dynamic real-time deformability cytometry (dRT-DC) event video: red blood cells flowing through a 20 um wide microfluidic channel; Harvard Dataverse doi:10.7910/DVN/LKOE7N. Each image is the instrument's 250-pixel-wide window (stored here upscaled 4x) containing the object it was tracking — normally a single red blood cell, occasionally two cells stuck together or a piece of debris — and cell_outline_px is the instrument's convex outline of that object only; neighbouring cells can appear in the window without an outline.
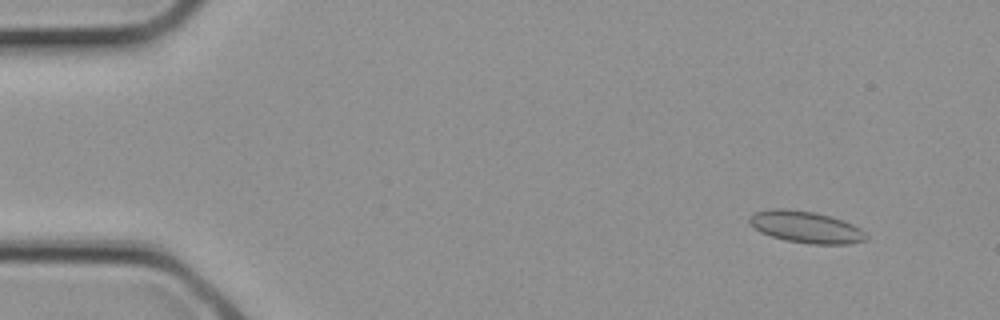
{"species": "common noctule bat (a hibernating species)", "species_latin": "Nyctalus noctula", "temperature_condition": "cold", "stored_images_in_passage": 2, "camera_frame_rate_fps": 3000, "um_per_image_px": 0.085, "animal": {"sex": "female", "body_mass_g": 21.9}, "frame": {"image": 1, "passage_image": 1, "time_ms": 0.0, "image_size_px": [1000, 320], "cell_outline_px": [[868, 240], [848, 244], [812, 244], [784, 240], [760, 232], [748, 220], [748, 216], [756, 212], [768, 208], [788, 208], [816, 212], [844, 220], [860, 228], [868, 236]], "centroid_in_image_um": [68.51, 19.29], "position_along_channel_um": 16.5, "area_um2": 21.79}}